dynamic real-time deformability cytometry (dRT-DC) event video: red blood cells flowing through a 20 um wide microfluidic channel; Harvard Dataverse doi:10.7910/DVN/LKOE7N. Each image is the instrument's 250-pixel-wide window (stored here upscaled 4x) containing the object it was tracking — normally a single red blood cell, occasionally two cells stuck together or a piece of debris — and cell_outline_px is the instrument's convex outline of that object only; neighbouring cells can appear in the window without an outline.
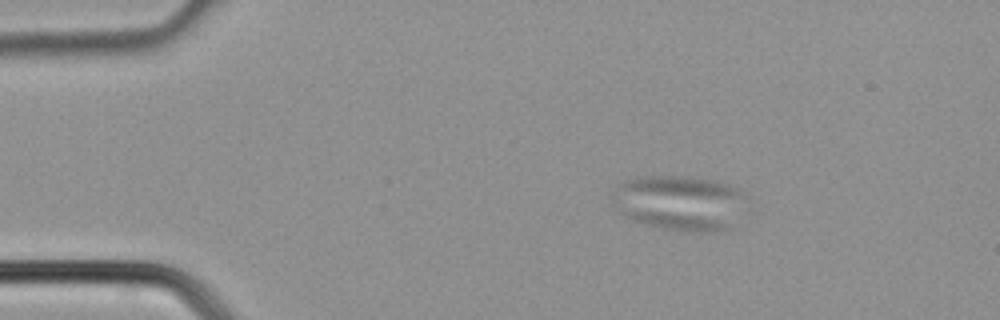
{"species": "common noctule bat (a hibernating species)", "species_latin": "Nyctalus noctula", "temperature_condition": "cold", "stored_images_in_passage": 40, "camera_frame_rate_fps": 3000, "um_per_image_px": 0.085, "animal": {"sex": "male", "body_mass_g": 21.5, "forearm_length_mm": 52.0}, "frame": {"image": 1, "passage_image": 7, "time_ms": 2.0, "image_size_px": [1000, 320], "cell_outline_px": [[748, 196], [732, 228], [716, 232], [692, 232], [664, 228], [644, 224], [632, 220], [624, 216], [612, 204], [608, 196], [624, 180], [644, 176], [684, 176], [716, 180], [740, 188]], "centroid_in_image_um": [57.77, 17.23], "position_along_channel_um": 27.2, "area_um2": 43.87}}
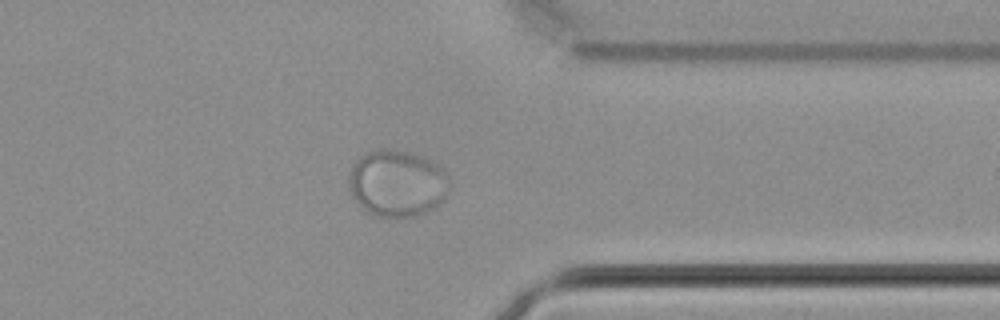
{"frame": {"image": 2, "passage_image": 32, "time_ms": 10.333, "image_size_px": [1000, 320], "cell_outline_px": [[448, 196], [440, 204], [428, 212], [416, 216], [396, 220], [372, 216], [352, 196], [348, 188], [348, 176], [352, 164], [364, 152], [376, 148], [388, 148], [408, 152], [436, 160], [444, 168], [448, 176]], "centroid_in_image_um": [33.77, 15.59], "position_along_channel_um": 377.6, "area_um2": 40.63}}
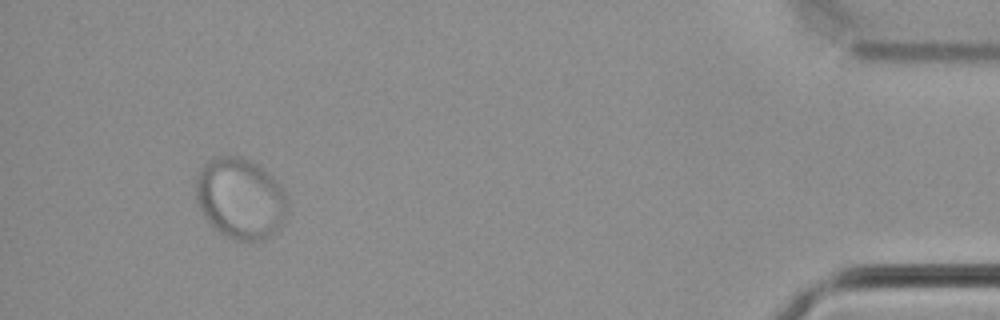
{"frame": {"image": 3, "passage_image": 38, "time_ms": 12.333, "image_size_px": [1000, 320], "cell_outline_px": [[288, 212], [276, 232], [264, 240], [236, 240], [220, 232], [204, 216], [196, 200], [196, 176], [200, 168], [212, 156], [240, 156], [252, 160], [260, 164], [280, 184], [288, 200]], "centroid_in_image_um": [20.45, 16.83], "position_along_channel_um": 414.8, "area_um2": 43.58}}